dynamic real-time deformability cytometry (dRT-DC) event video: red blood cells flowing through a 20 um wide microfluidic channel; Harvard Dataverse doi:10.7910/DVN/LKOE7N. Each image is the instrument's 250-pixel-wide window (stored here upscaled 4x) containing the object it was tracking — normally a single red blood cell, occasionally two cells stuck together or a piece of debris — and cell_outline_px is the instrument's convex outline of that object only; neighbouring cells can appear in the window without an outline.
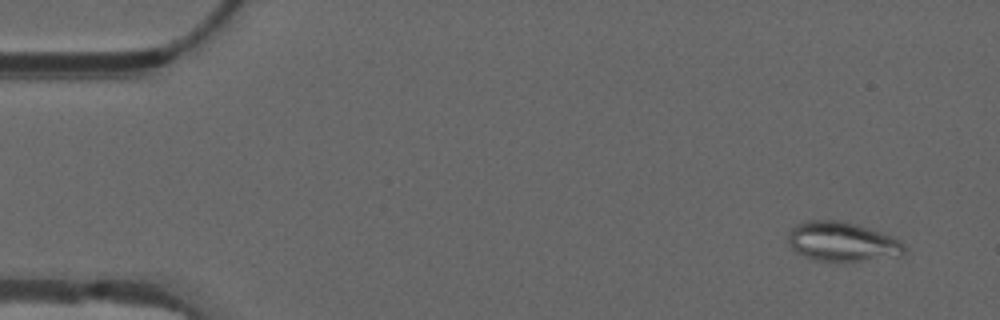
{"species": "common noctule bat (a hibernating species)", "species_latin": "Nyctalus noctula", "temperature_condition": "warm", "stored_images_in_passage": 55, "camera_frame_rate_fps": 3000, "um_per_image_px": 0.085, "animal": {"sex": "male", "forearm_length_mm": 52.5}, "frame": {"image": 1, "passage_image": 4, "time_ms": 1.0, "image_size_px": [1000, 320], "cell_outline_px": [[908, 248], [900, 256], [860, 260], [816, 260], [804, 256], [796, 252], [788, 244], [788, 232], [796, 224], [808, 220], [836, 220], [856, 224], [880, 232], [900, 240]], "centroid_in_image_um": [71.57, 20.53], "position_along_channel_um": 13.4, "area_um2": 26.41}}
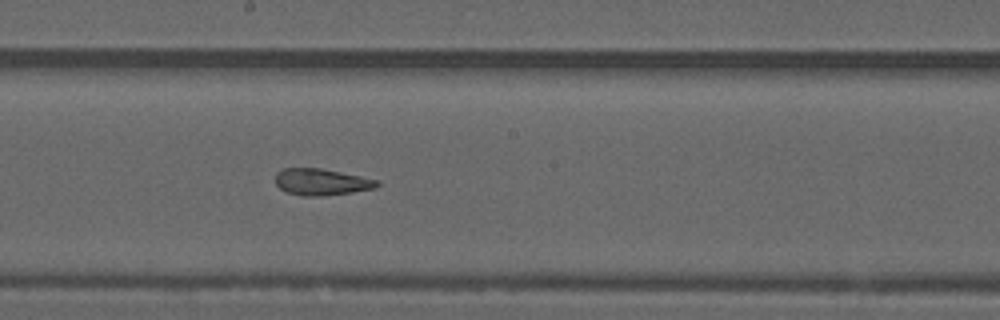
{"frame": {"image": 2, "passage_image": 30, "time_ms": 9.667, "image_size_px": [1000, 320], "cell_outline_px": [[380, 184], [376, 188], [352, 192], [320, 196], [304, 196], [288, 192], [280, 188], [276, 184], [276, 172], [284, 168], [320, 168], [380, 180]], "centroid_in_image_um": [27.34, 15.46], "position_along_channel_um": 220.9, "area_um2": 15.66}}
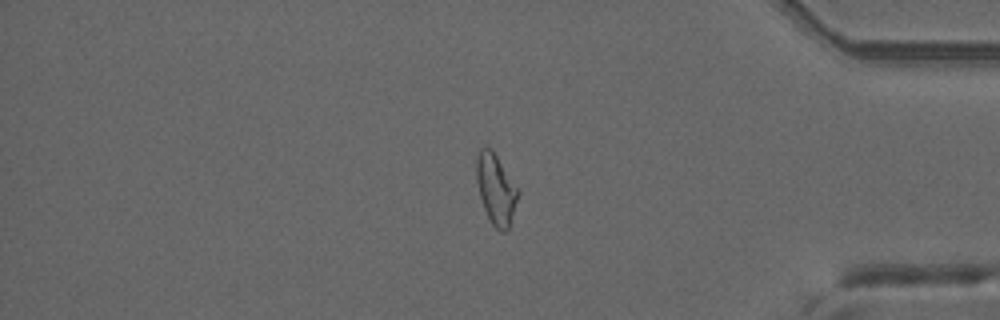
{"frame": {"image": 3, "passage_image": 46, "time_ms": 15.0, "image_size_px": [1000, 320], "cell_outline_px": [[520, 192], [508, 228], [504, 232], [500, 232], [492, 224], [484, 208], [480, 196], [476, 180], [476, 160], [480, 148], [492, 148]], "centroid_in_image_um": [42.14, 16.06], "position_along_channel_um": 393.1, "area_um2": 16.82}, "authors_computed_cell_mechanics": {"area_um2": 18.5538, "velocity_mm_per_s": 3.7517, "shape_relaxation_time_tau1_ms": null, "shape_relaxation_time_tau2_ms": 1.8762, "deformation_change_tau1": null, "deformation_change_tau2": 0.1056}}